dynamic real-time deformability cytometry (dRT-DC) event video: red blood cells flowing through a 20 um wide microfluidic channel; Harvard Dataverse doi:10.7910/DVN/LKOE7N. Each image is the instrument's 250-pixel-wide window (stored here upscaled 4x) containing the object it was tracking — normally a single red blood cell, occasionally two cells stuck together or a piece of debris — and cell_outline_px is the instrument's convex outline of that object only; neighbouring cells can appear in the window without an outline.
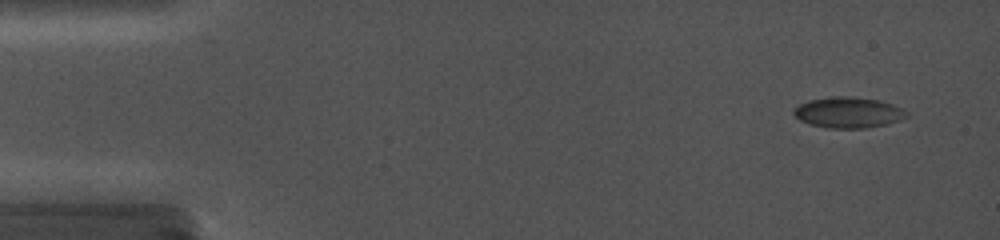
{"species": "common noctule bat (a hibernating species)", "species_latin": "Nyctalus noctula", "temperature_condition": "cold", "stored_images_in_passage": 31, "camera_frame_rate_fps": 5000, "um_per_image_px": 0.085, "animal": {"sex": "female", "body_mass_g": 19.0, "forearm_length_mm": 56.7}, "frame": {"image": 1, "passage_image": 2, "time_ms": 0.4, "image_size_px": [1000, 240], "cell_outline_px": [[908, 116], [900, 120], [888, 124], [868, 128], [828, 128], [808, 124], [800, 120], [792, 112], [800, 104], [808, 100], [832, 96], [848, 96], [880, 100], [904, 108], [908, 112]], "centroid_in_image_um": [72.14, 9.56], "position_along_channel_um": 12.9, "area_um2": 20.46}}
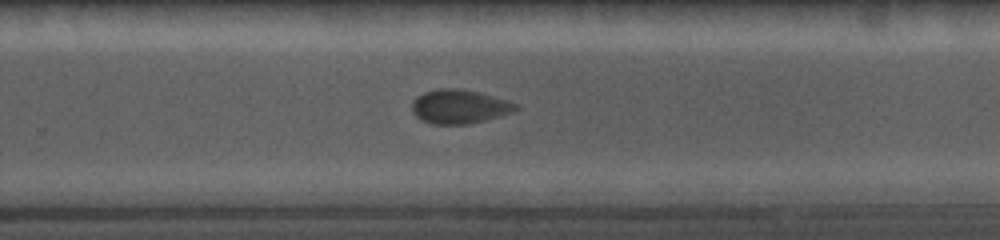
{"frame": {"image": 2, "passage_image": 21, "time_ms": 11.0, "image_size_px": [1000, 240], "cell_outline_px": [[520, 108], [512, 112], [484, 120], [464, 124], [436, 124], [424, 120], [416, 116], [412, 112], [412, 104], [416, 96], [424, 92], [436, 88], [452, 88], [480, 92], [520, 104]], "centroid_in_image_um": [39.06, 9.04], "position_along_channel_um": 290.7, "area_um2": 20.4}}
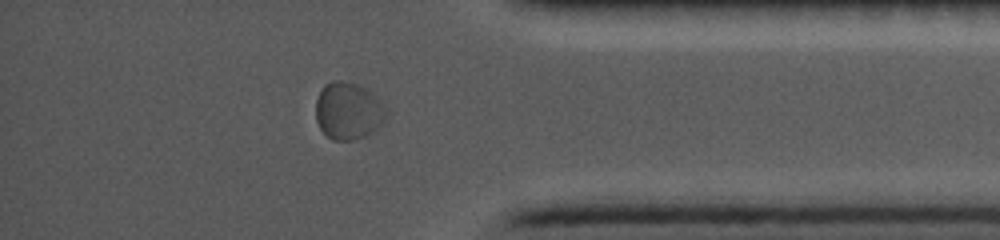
{"frame": {"image": 3, "passage_image": 27, "time_ms": 14.2, "image_size_px": [1000, 240], "cell_outline_px": [[384, 120], [372, 132], [364, 136], [352, 140], [332, 140], [320, 128], [316, 120], [316, 100], [324, 84], [332, 80], [336, 80], [356, 84], [364, 88], [376, 96], [380, 100], [384, 108]], "centroid_in_image_um": [29.56, 9.42], "position_along_channel_um": 405.6, "area_um2": 23.06}}